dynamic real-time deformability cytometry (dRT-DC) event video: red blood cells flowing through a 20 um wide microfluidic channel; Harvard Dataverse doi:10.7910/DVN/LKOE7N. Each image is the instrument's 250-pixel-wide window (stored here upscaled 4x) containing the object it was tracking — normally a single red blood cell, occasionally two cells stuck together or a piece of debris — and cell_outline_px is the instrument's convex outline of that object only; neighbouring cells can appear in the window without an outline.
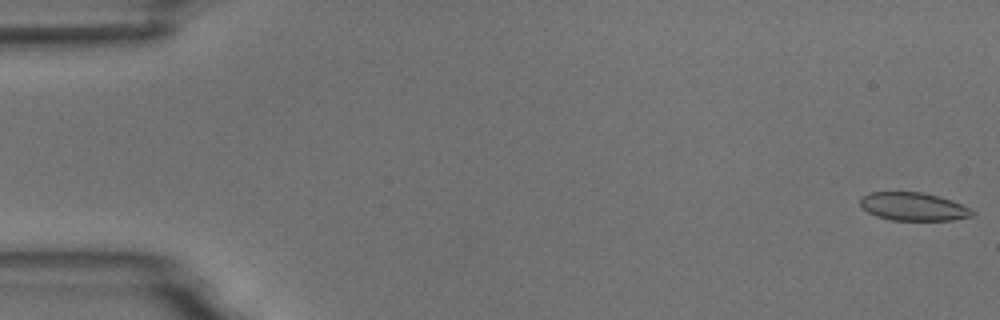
{"species": "common noctule bat (a hibernating species)", "species_latin": "Nyctalus noctula", "temperature_condition": "room temperature", "stored_images_in_passage": 5, "camera_frame_rate_fps": 3000, "um_per_image_px": 0.085, "animal": {"sex": "male", "body_mass_g": 18.8}, "frame": {"image": 1, "passage_image": 1, "time_ms": 0.0, "image_size_px": [1000, 320], "cell_outline_px": [[976, 212], [972, 216], [952, 220], [892, 220], [876, 216], [868, 212], [860, 204], [860, 196], [872, 192], [920, 192], [940, 196], [952, 200]], "centroid_in_image_um": [77.63, 17.56], "position_along_channel_um": 7.4, "area_um2": 18.32}}
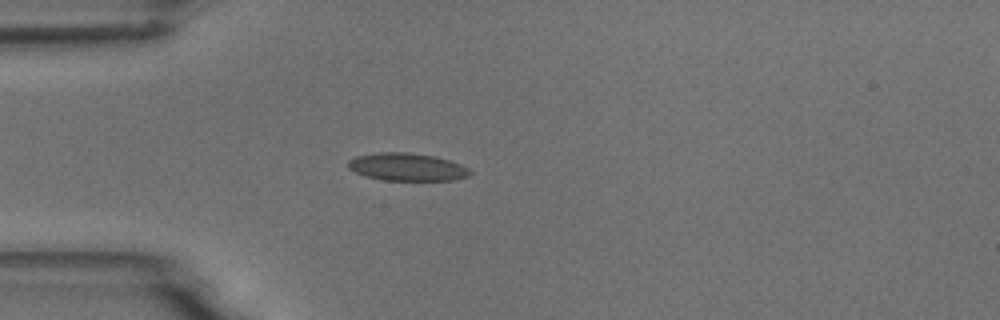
{"frame": {"image": 2, "passage_image": 5, "time_ms": 4.667, "image_size_px": [1000, 320], "cell_outline_px": [[472, 172], [468, 176], [456, 180], [384, 180], [364, 176], [348, 168], [348, 160], [356, 156], [376, 152], [408, 152], [436, 156], [460, 164], [468, 168]], "centroid_in_image_um": [34.59, 14.19], "position_along_channel_um": 50.4, "area_um2": 19.77}}